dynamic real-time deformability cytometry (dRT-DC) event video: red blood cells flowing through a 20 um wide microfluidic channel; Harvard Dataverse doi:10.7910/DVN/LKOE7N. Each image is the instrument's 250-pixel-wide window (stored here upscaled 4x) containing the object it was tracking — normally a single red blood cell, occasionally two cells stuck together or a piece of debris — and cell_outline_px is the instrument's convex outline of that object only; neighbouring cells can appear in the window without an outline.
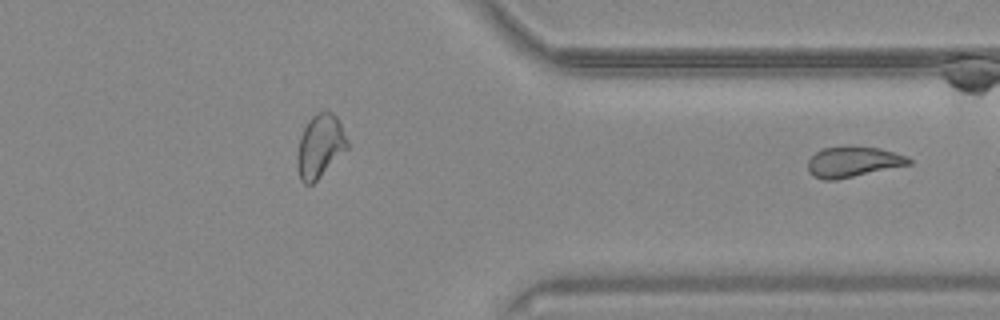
{"species": "common noctule bat (a hibernating species)", "species_latin": "Nyctalus noctula", "temperature_condition": "warm", "stored_images_in_passage": 34, "segment_of_instrument_passage": [2, 2], "camera_frame_rate_fps": 3000, "um_per_image_px": 0.085, "animal": {"sex": "male", "body_mass_g": 20.4}, "frame": {"image": 1, "passage_image": 34, "time_ms": 11.0, "image_size_px": [1000, 320], "cell_outline_px": [[912, 164], [836, 180], [824, 180], [808, 172], [808, 160], [816, 152], [824, 148], [880, 148], [904, 156], [912, 160]], "centroid_in_image_um": [72.51, 13.79], "position_along_channel_um": 338.9, "area_um2": 17.34}}